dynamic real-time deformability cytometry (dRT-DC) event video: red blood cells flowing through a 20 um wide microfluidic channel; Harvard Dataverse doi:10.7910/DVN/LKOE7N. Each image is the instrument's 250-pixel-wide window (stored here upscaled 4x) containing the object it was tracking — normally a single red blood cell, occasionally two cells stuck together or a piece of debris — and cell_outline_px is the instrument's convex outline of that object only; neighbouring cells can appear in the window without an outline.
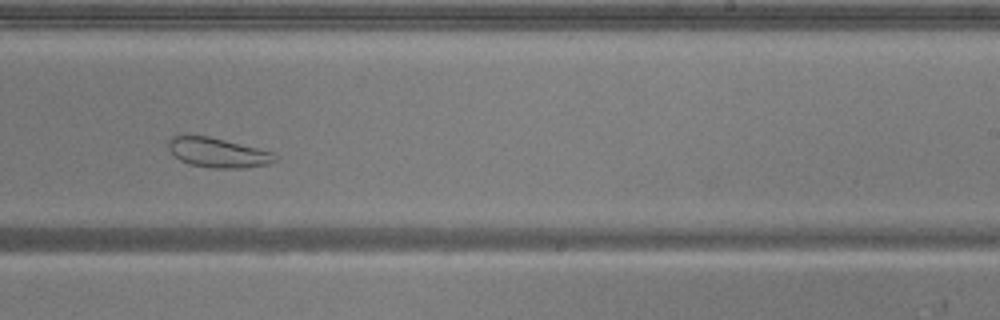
{"species": "common noctule bat (a hibernating species)", "species_latin": "Nyctalus noctula", "temperature_condition": "warm", "stored_images_in_passage": 39, "camera_frame_rate_fps": 3000, "um_per_image_px": 0.085, "animal": {"sex": "male", "body_mass_g": 20.5, "forearm_length_mm": 52.5}, "frame": {"image": 1, "passage_image": 22, "time_ms": 7.0, "image_size_px": [1000, 320], "cell_outline_px": [[280, 156], [276, 160], [268, 164], [244, 168], [212, 168], [192, 164], [180, 160], [168, 148], [168, 140], [172, 136], [180, 132], [208, 136], [272, 152]], "centroid_in_image_um": [18.47, 12.94], "position_along_channel_um": 270.5, "area_um2": 18.61}}
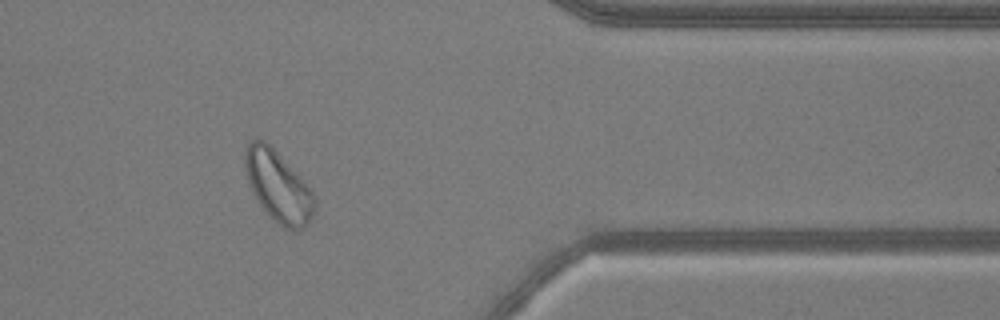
{"frame": {"image": 2, "passage_image": 33, "time_ms": 10.667, "image_size_px": [1000, 320], "cell_outline_px": [[316, 212], [304, 228], [284, 228], [260, 204], [248, 180], [244, 164], [244, 152], [248, 144], [252, 140], [264, 140], [276, 152], [312, 192], [316, 200]], "centroid_in_image_um": [23.65, 15.85], "position_along_channel_um": 387.7, "area_um2": 27.51}, "authors_computed_cell_mechanics": {"area_um2": 23.1778, "velocity_mm_per_s": 3.787, "shape_relaxation_time_tau1_ms": null, "shape_relaxation_time_tau2_ms": 1.8336, "deformation_change_tau1": null, "deformation_change_tau2": 0.0768}}